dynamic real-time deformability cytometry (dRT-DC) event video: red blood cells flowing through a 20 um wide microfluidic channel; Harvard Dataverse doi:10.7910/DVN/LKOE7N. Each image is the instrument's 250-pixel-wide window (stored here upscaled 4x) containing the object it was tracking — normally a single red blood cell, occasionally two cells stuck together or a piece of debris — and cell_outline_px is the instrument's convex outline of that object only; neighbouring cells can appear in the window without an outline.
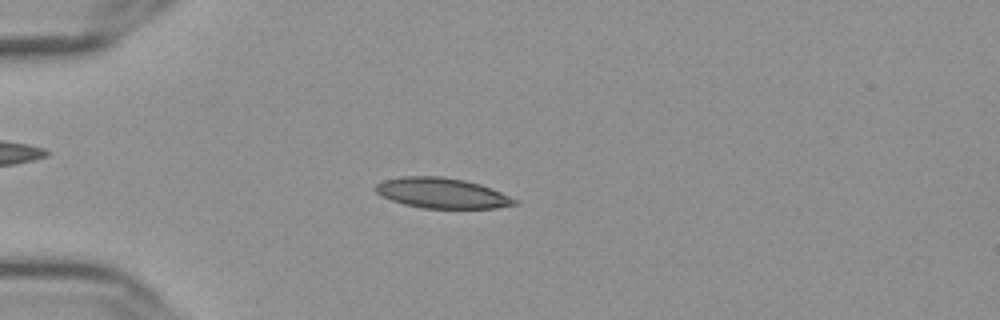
{"species": "Egyptian fruit bat (a non-hibernating species)", "species_latin": "Rousettus aegyptiacus", "temperature_condition": "cold", "stored_images_in_passage": 56, "camera_frame_rate_fps": 3000, "um_per_image_px": 0.085, "frame": {"image": 1, "passage_image": 15, "time_ms": 4.667, "image_size_px": [1000, 320], "cell_outline_px": [[520, 204], [496, 208], [424, 208], [404, 204], [392, 200], [376, 192], [376, 184], [384, 180], [404, 176], [440, 176], [464, 180], [480, 184], [520, 200]], "centroid_in_image_um": [37.63, 16.41], "position_along_channel_um": 47.4, "area_um2": 24.45}}
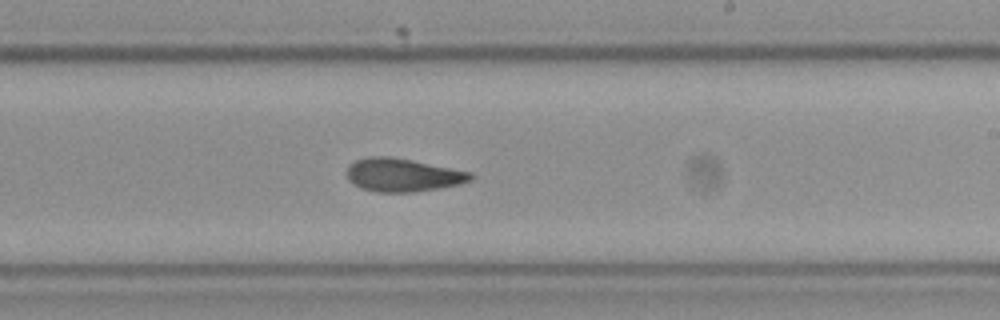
{"frame": {"image": 2, "passage_image": 34, "time_ms": 11.0, "image_size_px": [1000, 320], "cell_outline_px": [[472, 180], [460, 184], [412, 192], [376, 192], [360, 188], [352, 184], [348, 180], [348, 168], [356, 160], [372, 156], [388, 156], [472, 172]], "centroid_in_image_um": [34.22, 14.89], "position_along_channel_um": 254.8, "area_um2": 23.58}}
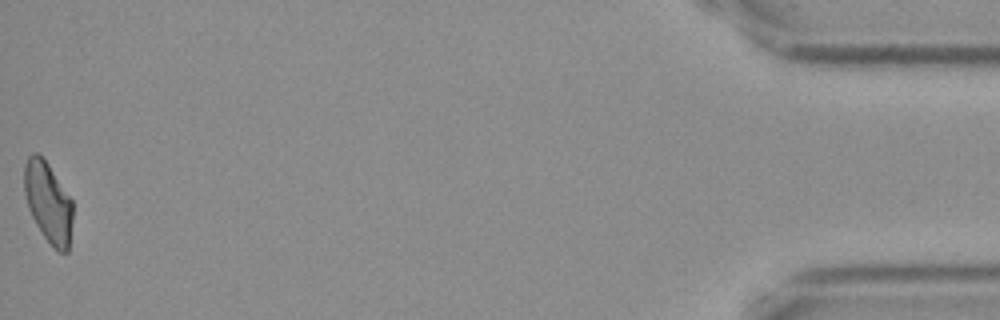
{"frame": {"image": 3, "passage_image": 56, "time_ms": 18.333, "image_size_px": [1000, 320], "cell_outline_px": [[72, 220], [68, 252], [60, 252], [44, 236], [36, 224], [28, 208], [24, 192], [24, 164], [28, 156], [32, 152], [36, 152], [48, 164], [72, 200]], "centroid_in_image_um": [4.08, 17.17], "position_along_channel_um": 431.1, "area_um2": 22.43}, "authors_computed_cell_mechanics": {"area_um2": 23.7847, "velocity_mm_per_s": 3.6181, "shape_relaxation_time_tau1_ms": null, "shape_relaxation_time_tau2_ms": 3.6362, "deformation_change_tau1": null, "deformation_change_tau2": 0.1092}}